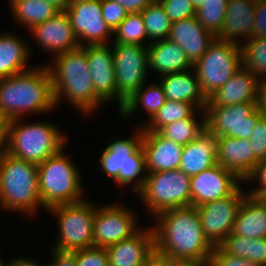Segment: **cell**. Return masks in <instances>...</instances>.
<instances>
[{
    "label": "cell",
    "instance_id": "cell-1",
    "mask_svg": "<svg viewBox=\"0 0 266 266\" xmlns=\"http://www.w3.org/2000/svg\"><path fill=\"white\" fill-rule=\"evenodd\" d=\"M152 222L157 253L171 259L210 261L214 246L203 234L195 206L165 210Z\"/></svg>",
    "mask_w": 266,
    "mask_h": 266
},
{
    "label": "cell",
    "instance_id": "cell-2",
    "mask_svg": "<svg viewBox=\"0 0 266 266\" xmlns=\"http://www.w3.org/2000/svg\"><path fill=\"white\" fill-rule=\"evenodd\" d=\"M53 58L52 64L50 62L45 65L52 78L57 108L60 102L67 101L86 118L105 105L95 94L85 46H80Z\"/></svg>",
    "mask_w": 266,
    "mask_h": 266
},
{
    "label": "cell",
    "instance_id": "cell-3",
    "mask_svg": "<svg viewBox=\"0 0 266 266\" xmlns=\"http://www.w3.org/2000/svg\"><path fill=\"white\" fill-rule=\"evenodd\" d=\"M45 64L0 79V113L9 120L55 109L52 78Z\"/></svg>",
    "mask_w": 266,
    "mask_h": 266
},
{
    "label": "cell",
    "instance_id": "cell-4",
    "mask_svg": "<svg viewBox=\"0 0 266 266\" xmlns=\"http://www.w3.org/2000/svg\"><path fill=\"white\" fill-rule=\"evenodd\" d=\"M41 208L45 210L39 192L37 165L6 152L0 158V209L33 217Z\"/></svg>",
    "mask_w": 266,
    "mask_h": 266
},
{
    "label": "cell",
    "instance_id": "cell-5",
    "mask_svg": "<svg viewBox=\"0 0 266 266\" xmlns=\"http://www.w3.org/2000/svg\"><path fill=\"white\" fill-rule=\"evenodd\" d=\"M136 125L128 139L112 137L100 155L99 166L103 174L119 187L129 186L138 193L147 176L145 153L142 147L143 127ZM133 185V186H132Z\"/></svg>",
    "mask_w": 266,
    "mask_h": 266
},
{
    "label": "cell",
    "instance_id": "cell-6",
    "mask_svg": "<svg viewBox=\"0 0 266 266\" xmlns=\"http://www.w3.org/2000/svg\"><path fill=\"white\" fill-rule=\"evenodd\" d=\"M23 121V118L10 120L8 154L38 165L67 147V136L57 124Z\"/></svg>",
    "mask_w": 266,
    "mask_h": 266
},
{
    "label": "cell",
    "instance_id": "cell-7",
    "mask_svg": "<svg viewBox=\"0 0 266 266\" xmlns=\"http://www.w3.org/2000/svg\"><path fill=\"white\" fill-rule=\"evenodd\" d=\"M64 150L37 165L39 192L46 211L53 206L86 199L79 168Z\"/></svg>",
    "mask_w": 266,
    "mask_h": 266
},
{
    "label": "cell",
    "instance_id": "cell-8",
    "mask_svg": "<svg viewBox=\"0 0 266 266\" xmlns=\"http://www.w3.org/2000/svg\"><path fill=\"white\" fill-rule=\"evenodd\" d=\"M86 198L83 201L57 205L46 212L57 218V236L51 249L76 251L93 246V222L98 204Z\"/></svg>",
    "mask_w": 266,
    "mask_h": 266
},
{
    "label": "cell",
    "instance_id": "cell-9",
    "mask_svg": "<svg viewBox=\"0 0 266 266\" xmlns=\"http://www.w3.org/2000/svg\"><path fill=\"white\" fill-rule=\"evenodd\" d=\"M137 196L153 218L168 209L191 206L190 177L180 169L147 173Z\"/></svg>",
    "mask_w": 266,
    "mask_h": 266
},
{
    "label": "cell",
    "instance_id": "cell-10",
    "mask_svg": "<svg viewBox=\"0 0 266 266\" xmlns=\"http://www.w3.org/2000/svg\"><path fill=\"white\" fill-rule=\"evenodd\" d=\"M242 66L241 45L215 38L206 53L193 65V69L200 89L208 99Z\"/></svg>",
    "mask_w": 266,
    "mask_h": 266
},
{
    "label": "cell",
    "instance_id": "cell-11",
    "mask_svg": "<svg viewBox=\"0 0 266 266\" xmlns=\"http://www.w3.org/2000/svg\"><path fill=\"white\" fill-rule=\"evenodd\" d=\"M116 102L120 111L125 102L144 84L148 75V46L112 43Z\"/></svg>",
    "mask_w": 266,
    "mask_h": 266
},
{
    "label": "cell",
    "instance_id": "cell-12",
    "mask_svg": "<svg viewBox=\"0 0 266 266\" xmlns=\"http://www.w3.org/2000/svg\"><path fill=\"white\" fill-rule=\"evenodd\" d=\"M257 102L228 106H206V130L214 137L250 138L257 121L262 117Z\"/></svg>",
    "mask_w": 266,
    "mask_h": 266
},
{
    "label": "cell",
    "instance_id": "cell-13",
    "mask_svg": "<svg viewBox=\"0 0 266 266\" xmlns=\"http://www.w3.org/2000/svg\"><path fill=\"white\" fill-rule=\"evenodd\" d=\"M125 205L120 202L98 205L93 222V246L107 248L133 237L143 228L137 224L134 209Z\"/></svg>",
    "mask_w": 266,
    "mask_h": 266
},
{
    "label": "cell",
    "instance_id": "cell-14",
    "mask_svg": "<svg viewBox=\"0 0 266 266\" xmlns=\"http://www.w3.org/2000/svg\"><path fill=\"white\" fill-rule=\"evenodd\" d=\"M242 186L230 196L196 207L203 234L213 246L219 245L233 231L246 194Z\"/></svg>",
    "mask_w": 266,
    "mask_h": 266
},
{
    "label": "cell",
    "instance_id": "cell-15",
    "mask_svg": "<svg viewBox=\"0 0 266 266\" xmlns=\"http://www.w3.org/2000/svg\"><path fill=\"white\" fill-rule=\"evenodd\" d=\"M66 13L80 46L105 45L112 41L113 31L102 18L101 0H70Z\"/></svg>",
    "mask_w": 266,
    "mask_h": 266
},
{
    "label": "cell",
    "instance_id": "cell-16",
    "mask_svg": "<svg viewBox=\"0 0 266 266\" xmlns=\"http://www.w3.org/2000/svg\"><path fill=\"white\" fill-rule=\"evenodd\" d=\"M191 206H202L209 202L232 195L240 186L241 181L233 172L216 164L192 177Z\"/></svg>",
    "mask_w": 266,
    "mask_h": 266
},
{
    "label": "cell",
    "instance_id": "cell-17",
    "mask_svg": "<svg viewBox=\"0 0 266 266\" xmlns=\"http://www.w3.org/2000/svg\"><path fill=\"white\" fill-rule=\"evenodd\" d=\"M39 45L41 51L53 54V57L80 47L66 11L58 12L49 20L28 30Z\"/></svg>",
    "mask_w": 266,
    "mask_h": 266
},
{
    "label": "cell",
    "instance_id": "cell-18",
    "mask_svg": "<svg viewBox=\"0 0 266 266\" xmlns=\"http://www.w3.org/2000/svg\"><path fill=\"white\" fill-rule=\"evenodd\" d=\"M111 44L85 46L96 96L106 105L116 102V83Z\"/></svg>",
    "mask_w": 266,
    "mask_h": 266
},
{
    "label": "cell",
    "instance_id": "cell-19",
    "mask_svg": "<svg viewBox=\"0 0 266 266\" xmlns=\"http://www.w3.org/2000/svg\"><path fill=\"white\" fill-rule=\"evenodd\" d=\"M109 266H144L155 252L153 227L143 228L133 237L106 248Z\"/></svg>",
    "mask_w": 266,
    "mask_h": 266
},
{
    "label": "cell",
    "instance_id": "cell-20",
    "mask_svg": "<svg viewBox=\"0 0 266 266\" xmlns=\"http://www.w3.org/2000/svg\"><path fill=\"white\" fill-rule=\"evenodd\" d=\"M215 139L217 164L233 172L241 181H244L260 162L249 143L250 138L219 136Z\"/></svg>",
    "mask_w": 266,
    "mask_h": 266
},
{
    "label": "cell",
    "instance_id": "cell-21",
    "mask_svg": "<svg viewBox=\"0 0 266 266\" xmlns=\"http://www.w3.org/2000/svg\"><path fill=\"white\" fill-rule=\"evenodd\" d=\"M142 147L147 173L179 169L182 145L167 139L158 131H143Z\"/></svg>",
    "mask_w": 266,
    "mask_h": 266
},
{
    "label": "cell",
    "instance_id": "cell-22",
    "mask_svg": "<svg viewBox=\"0 0 266 266\" xmlns=\"http://www.w3.org/2000/svg\"><path fill=\"white\" fill-rule=\"evenodd\" d=\"M256 3L257 0H228L224 24L216 39L242 45L253 38Z\"/></svg>",
    "mask_w": 266,
    "mask_h": 266
},
{
    "label": "cell",
    "instance_id": "cell-23",
    "mask_svg": "<svg viewBox=\"0 0 266 266\" xmlns=\"http://www.w3.org/2000/svg\"><path fill=\"white\" fill-rule=\"evenodd\" d=\"M259 82V78L242 66L207 99L206 106H228L244 102H257Z\"/></svg>",
    "mask_w": 266,
    "mask_h": 266
},
{
    "label": "cell",
    "instance_id": "cell-24",
    "mask_svg": "<svg viewBox=\"0 0 266 266\" xmlns=\"http://www.w3.org/2000/svg\"><path fill=\"white\" fill-rule=\"evenodd\" d=\"M210 32L204 29L196 16L172 23L169 39L177 43L194 65L215 40Z\"/></svg>",
    "mask_w": 266,
    "mask_h": 266
},
{
    "label": "cell",
    "instance_id": "cell-25",
    "mask_svg": "<svg viewBox=\"0 0 266 266\" xmlns=\"http://www.w3.org/2000/svg\"><path fill=\"white\" fill-rule=\"evenodd\" d=\"M158 81L163 86L166 100L191 103L198 110H205L207 99L193 68L161 76Z\"/></svg>",
    "mask_w": 266,
    "mask_h": 266
},
{
    "label": "cell",
    "instance_id": "cell-26",
    "mask_svg": "<svg viewBox=\"0 0 266 266\" xmlns=\"http://www.w3.org/2000/svg\"><path fill=\"white\" fill-rule=\"evenodd\" d=\"M193 68L185 51L168 39L152 42L148 45V72L159 77Z\"/></svg>",
    "mask_w": 266,
    "mask_h": 266
},
{
    "label": "cell",
    "instance_id": "cell-27",
    "mask_svg": "<svg viewBox=\"0 0 266 266\" xmlns=\"http://www.w3.org/2000/svg\"><path fill=\"white\" fill-rule=\"evenodd\" d=\"M217 164L216 139L207 130L183 146L179 169L192 177Z\"/></svg>",
    "mask_w": 266,
    "mask_h": 266
},
{
    "label": "cell",
    "instance_id": "cell-28",
    "mask_svg": "<svg viewBox=\"0 0 266 266\" xmlns=\"http://www.w3.org/2000/svg\"><path fill=\"white\" fill-rule=\"evenodd\" d=\"M14 33H0V79L22 73L33 67L29 63L30 45Z\"/></svg>",
    "mask_w": 266,
    "mask_h": 266
},
{
    "label": "cell",
    "instance_id": "cell-29",
    "mask_svg": "<svg viewBox=\"0 0 266 266\" xmlns=\"http://www.w3.org/2000/svg\"><path fill=\"white\" fill-rule=\"evenodd\" d=\"M232 233L250 239L266 238V202L262 198L245 194Z\"/></svg>",
    "mask_w": 266,
    "mask_h": 266
},
{
    "label": "cell",
    "instance_id": "cell-30",
    "mask_svg": "<svg viewBox=\"0 0 266 266\" xmlns=\"http://www.w3.org/2000/svg\"><path fill=\"white\" fill-rule=\"evenodd\" d=\"M144 83L129 99L125 102L123 108L119 111L120 116L124 119H130L138 113V108L142 107V111L147 114L146 120L149 122L157 111L165 104L166 96L163 86L158 81H153L145 86ZM141 105V106H140Z\"/></svg>",
    "mask_w": 266,
    "mask_h": 266
},
{
    "label": "cell",
    "instance_id": "cell-31",
    "mask_svg": "<svg viewBox=\"0 0 266 266\" xmlns=\"http://www.w3.org/2000/svg\"><path fill=\"white\" fill-rule=\"evenodd\" d=\"M15 23L30 30L54 17L59 11L43 0H8Z\"/></svg>",
    "mask_w": 266,
    "mask_h": 266
},
{
    "label": "cell",
    "instance_id": "cell-32",
    "mask_svg": "<svg viewBox=\"0 0 266 266\" xmlns=\"http://www.w3.org/2000/svg\"><path fill=\"white\" fill-rule=\"evenodd\" d=\"M199 116L201 119H199ZM205 130V110L197 109L190 117L169 123L158 132L167 139L185 146Z\"/></svg>",
    "mask_w": 266,
    "mask_h": 266
},
{
    "label": "cell",
    "instance_id": "cell-33",
    "mask_svg": "<svg viewBox=\"0 0 266 266\" xmlns=\"http://www.w3.org/2000/svg\"><path fill=\"white\" fill-rule=\"evenodd\" d=\"M219 246L226 253L266 266V238L250 239L231 232Z\"/></svg>",
    "mask_w": 266,
    "mask_h": 266
},
{
    "label": "cell",
    "instance_id": "cell-34",
    "mask_svg": "<svg viewBox=\"0 0 266 266\" xmlns=\"http://www.w3.org/2000/svg\"><path fill=\"white\" fill-rule=\"evenodd\" d=\"M149 44L155 41L168 39L172 22L158 0H154L142 12Z\"/></svg>",
    "mask_w": 266,
    "mask_h": 266
},
{
    "label": "cell",
    "instance_id": "cell-35",
    "mask_svg": "<svg viewBox=\"0 0 266 266\" xmlns=\"http://www.w3.org/2000/svg\"><path fill=\"white\" fill-rule=\"evenodd\" d=\"M196 110L197 108L191 103L166 100L154 117L140 127H143V131H159L169 123L190 117Z\"/></svg>",
    "mask_w": 266,
    "mask_h": 266
},
{
    "label": "cell",
    "instance_id": "cell-36",
    "mask_svg": "<svg viewBox=\"0 0 266 266\" xmlns=\"http://www.w3.org/2000/svg\"><path fill=\"white\" fill-rule=\"evenodd\" d=\"M113 36V43L149 45L141 12L128 13L127 17L113 31Z\"/></svg>",
    "mask_w": 266,
    "mask_h": 266
},
{
    "label": "cell",
    "instance_id": "cell-37",
    "mask_svg": "<svg viewBox=\"0 0 266 266\" xmlns=\"http://www.w3.org/2000/svg\"><path fill=\"white\" fill-rule=\"evenodd\" d=\"M242 62L257 78H266V37H253L241 45Z\"/></svg>",
    "mask_w": 266,
    "mask_h": 266
},
{
    "label": "cell",
    "instance_id": "cell-38",
    "mask_svg": "<svg viewBox=\"0 0 266 266\" xmlns=\"http://www.w3.org/2000/svg\"><path fill=\"white\" fill-rule=\"evenodd\" d=\"M228 0H204L196 9V17L205 30L217 37L222 30Z\"/></svg>",
    "mask_w": 266,
    "mask_h": 266
},
{
    "label": "cell",
    "instance_id": "cell-39",
    "mask_svg": "<svg viewBox=\"0 0 266 266\" xmlns=\"http://www.w3.org/2000/svg\"><path fill=\"white\" fill-rule=\"evenodd\" d=\"M172 23L196 16L191 0H158Z\"/></svg>",
    "mask_w": 266,
    "mask_h": 266
},
{
    "label": "cell",
    "instance_id": "cell-40",
    "mask_svg": "<svg viewBox=\"0 0 266 266\" xmlns=\"http://www.w3.org/2000/svg\"><path fill=\"white\" fill-rule=\"evenodd\" d=\"M77 266H109L106 248L88 247L75 251Z\"/></svg>",
    "mask_w": 266,
    "mask_h": 266
},
{
    "label": "cell",
    "instance_id": "cell-41",
    "mask_svg": "<svg viewBox=\"0 0 266 266\" xmlns=\"http://www.w3.org/2000/svg\"><path fill=\"white\" fill-rule=\"evenodd\" d=\"M210 266H263L243 257L226 253L219 245L213 247Z\"/></svg>",
    "mask_w": 266,
    "mask_h": 266
},
{
    "label": "cell",
    "instance_id": "cell-42",
    "mask_svg": "<svg viewBox=\"0 0 266 266\" xmlns=\"http://www.w3.org/2000/svg\"><path fill=\"white\" fill-rule=\"evenodd\" d=\"M102 18L114 31L127 17L128 12L119 3L113 0H101Z\"/></svg>",
    "mask_w": 266,
    "mask_h": 266
},
{
    "label": "cell",
    "instance_id": "cell-43",
    "mask_svg": "<svg viewBox=\"0 0 266 266\" xmlns=\"http://www.w3.org/2000/svg\"><path fill=\"white\" fill-rule=\"evenodd\" d=\"M250 145L255 156L261 161L266 160V117L262 116L250 136Z\"/></svg>",
    "mask_w": 266,
    "mask_h": 266
},
{
    "label": "cell",
    "instance_id": "cell-44",
    "mask_svg": "<svg viewBox=\"0 0 266 266\" xmlns=\"http://www.w3.org/2000/svg\"><path fill=\"white\" fill-rule=\"evenodd\" d=\"M255 182L258 184L255 188H250L246 193L250 196L261 198L266 193V160H261L255 167L252 173L243 181L250 184Z\"/></svg>",
    "mask_w": 266,
    "mask_h": 266
},
{
    "label": "cell",
    "instance_id": "cell-45",
    "mask_svg": "<svg viewBox=\"0 0 266 266\" xmlns=\"http://www.w3.org/2000/svg\"><path fill=\"white\" fill-rule=\"evenodd\" d=\"M50 251L49 263H44L43 266H77L75 251H59L56 249H50Z\"/></svg>",
    "mask_w": 266,
    "mask_h": 266
},
{
    "label": "cell",
    "instance_id": "cell-46",
    "mask_svg": "<svg viewBox=\"0 0 266 266\" xmlns=\"http://www.w3.org/2000/svg\"><path fill=\"white\" fill-rule=\"evenodd\" d=\"M254 14V37H266V0H257Z\"/></svg>",
    "mask_w": 266,
    "mask_h": 266
},
{
    "label": "cell",
    "instance_id": "cell-47",
    "mask_svg": "<svg viewBox=\"0 0 266 266\" xmlns=\"http://www.w3.org/2000/svg\"><path fill=\"white\" fill-rule=\"evenodd\" d=\"M119 3L128 13L142 12L154 0H113Z\"/></svg>",
    "mask_w": 266,
    "mask_h": 266
},
{
    "label": "cell",
    "instance_id": "cell-48",
    "mask_svg": "<svg viewBox=\"0 0 266 266\" xmlns=\"http://www.w3.org/2000/svg\"><path fill=\"white\" fill-rule=\"evenodd\" d=\"M10 120L0 113V158L7 152Z\"/></svg>",
    "mask_w": 266,
    "mask_h": 266
},
{
    "label": "cell",
    "instance_id": "cell-49",
    "mask_svg": "<svg viewBox=\"0 0 266 266\" xmlns=\"http://www.w3.org/2000/svg\"><path fill=\"white\" fill-rule=\"evenodd\" d=\"M257 106L262 115L266 117V78L260 79L259 82Z\"/></svg>",
    "mask_w": 266,
    "mask_h": 266
},
{
    "label": "cell",
    "instance_id": "cell-50",
    "mask_svg": "<svg viewBox=\"0 0 266 266\" xmlns=\"http://www.w3.org/2000/svg\"><path fill=\"white\" fill-rule=\"evenodd\" d=\"M144 266H170V258L155 251Z\"/></svg>",
    "mask_w": 266,
    "mask_h": 266
},
{
    "label": "cell",
    "instance_id": "cell-51",
    "mask_svg": "<svg viewBox=\"0 0 266 266\" xmlns=\"http://www.w3.org/2000/svg\"><path fill=\"white\" fill-rule=\"evenodd\" d=\"M10 261H4L2 266H41L42 263L36 262V260L30 259V258H24V257H14L11 258ZM7 262V263H6Z\"/></svg>",
    "mask_w": 266,
    "mask_h": 266
},
{
    "label": "cell",
    "instance_id": "cell-52",
    "mask_svg": "<svg viewBox=\"0 0 266 266\" xmlns=\"http://www.w3.org/2000/svg\"><path fill=\"white\" fill-rule=\"evenodd\" d=\"M170 266H210V262L170 258Z\"/></svg>",
    "mask_w": 266,
    "mask_h": 266
},
{
    "label": "cell",
    "instance_id": "cell-53",
    "mask_svg": "<svg viewBox=\"0 0 266 266\" xmlns=\"http://www.w3.org/2000/svg\"><path fill=\"white\" fill-rule=\"evenodd\" d=\"M53 7H55L59 12L66 11V8L70 4V0H43Z\"/></svg>",
    "mask_w": 266,
    "mask_h": 266
},
{
    "label": "cell",
    "instance_id": "cell-54",
    "mask_svg": "<svg viewBox=\"0 0 266 266\" xmlns=\"http://www.w3.org/2000/svg\"><path fill=\"white\" fill-rule=\"evenodd\" d=\"M192 4L194 5L195 9H198L203 3L204 0H191Z\"/></svg>",
    "mask_w": 266,
    "mask_h": 266
},
{
    "label": "cell",
    "instance_id": "cell-55",
    "mask_svg": "<svg viewBox=\"0 0 266 266\" xmlns=\"http://www.w3.org/2000/svg\"><path fill=\"white\" fill-rule=\"evenodd\" d=\"M0 252H1V251H0ZM3 263H4V259H3V257H1V253H0V266H2Z\"/></svg>",
    "mask_w": 266,
    "mask_h": 266
},
{
    "label": "cell",
    "instance_id": "cell-56",
    "mask_svg": "<svg viewBox=\"0 0 266 266\" xmlns=\"http://www.w3.org/2000/svg\"><path fill=\"white\" fill-rule=\"evenodd\" d=\"M261 198L266 202V193Z\"/></svg>",
    "mask_w": 266,
    "mask_h": 266
}]
</instances>
